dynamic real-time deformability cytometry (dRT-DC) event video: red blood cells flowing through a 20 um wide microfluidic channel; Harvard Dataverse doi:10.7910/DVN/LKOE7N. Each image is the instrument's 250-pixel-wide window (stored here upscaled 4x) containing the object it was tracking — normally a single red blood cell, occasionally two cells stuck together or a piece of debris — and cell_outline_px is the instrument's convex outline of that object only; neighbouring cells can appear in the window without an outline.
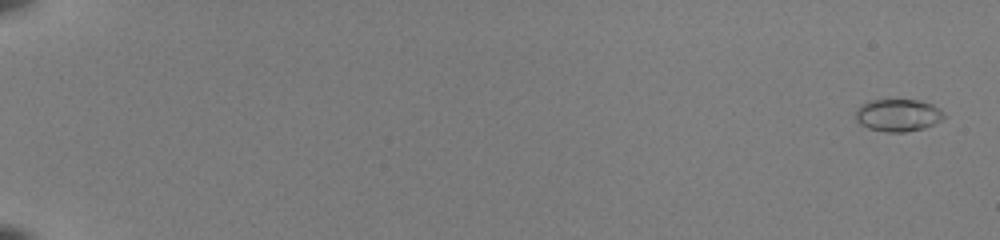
{"species": "common noctule bat (a hibernating species)", "species_latin": "Nyctalus noctula", "temperature_condition": "room temperature", "stored_images_in_passage": 54, "camera_frame_rate_fps": 3000, "um_per_image_px": 0.085, "animal": {"sex": "female", "body_mass_g": 22.0, "forearm_length_mm": 56.7}, "frame": {"image": 1, "passage_image": 2, "time_ms": 0.333, "image_size_px": [1000, 240], "cell_outline_px": [[948, 116], [924, 128], [904, 132], [884, 132], [868, 128], [860, 124], [856, 120], [856, 108], [860, 104], [868, 100], [920, 100], [932, 104], [940, 108]], "centroid_in_image_um": [76.32, 9.78], "position_along_channel_um": 8.7, "area_um2": 16.88}}
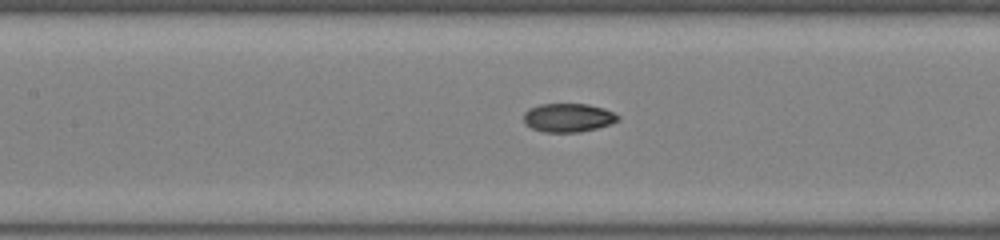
{"frame": {"image": 2, "passage_image": 29, "time_ms": 9.333, "image_size_px": [1000, 240], "cell_outline_px": [[620, 120], [612, 124], [580, 132], [544, 132], [532, 128], [524, 124], [524, 112], [528, 108], [540, 104], [588, 104], [604, 108], [620, 116]], "centroid_in_image_um": [48.3, 10.0], "position_along_channel_um": 159.1, "area_um2": 15.9}}
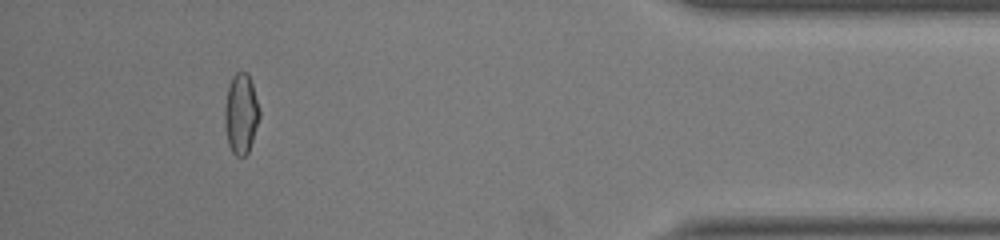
{"frame": {"image": 3, "passage_image": 51, "time_ms": 16.667, "image_size_px": [1000, 240], "cell_outline_px": [[260, 116], [248, 152], [244, 156], [236, 156], [232, 152], [228, 144], [224, 124], [224, 104], [228, 88], [232, 76], [236, 72], [248, 72], [252, 84], [260, 112]], "centroid_in_image_um": [20.46, 9.66], "position_along_channel_um": 414.7, "area_um2": 16.24}, "authors_computed_cell_mechanics": {"area_um2": 16.0684, "velocity_mm_per_s": 4.0177, "shape_relaxation_time_tau1_ms": 7.508, "shape_relaxation_time_tau2_ms": 1.1236, "deformation_change_tau1": 0.1948, "deformation_change_tau2": 0.0469}}